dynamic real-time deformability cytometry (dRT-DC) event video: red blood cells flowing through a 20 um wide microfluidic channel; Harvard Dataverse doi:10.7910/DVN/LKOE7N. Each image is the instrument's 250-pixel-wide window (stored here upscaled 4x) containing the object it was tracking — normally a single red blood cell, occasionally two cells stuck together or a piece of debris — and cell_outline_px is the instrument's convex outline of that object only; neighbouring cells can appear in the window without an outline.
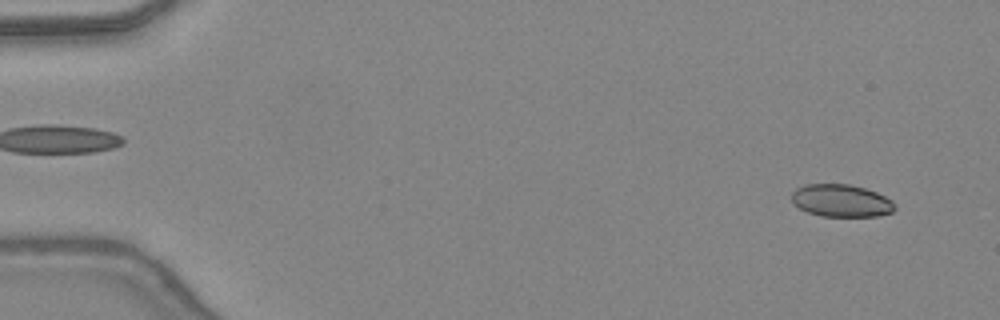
{"species": "common noctule bat (a hibernating species)", "species_latin": "Nyctalus noctula", "temperature_condition": "warm", "stored_images_in_passage": 14, "camera_frame_rate_fps": 3000, "um_per_image_px": 0.085, "animal": {"sex": "female", "body_mass_g": 24.6, "forearm_length_mm": 56.2}, "frame": {"image": 1, "passage_image": 3, "time_ms": 0.667, "image_size_px": [1000, 320], "cell_outline_px": [[896, 208], [892, 212], [880, 216], [820, 216], [808, 212], [800, 208], [792, 200], [792, 192], [796, 188], [804, 184], [848, 184], [864, 188], [876, 192], [892, 200], [896, 204]], "centroid_in_image_um": [71.53, 17.05], "position_along_channel_um": 13.5, "area_um2": 19.54}}
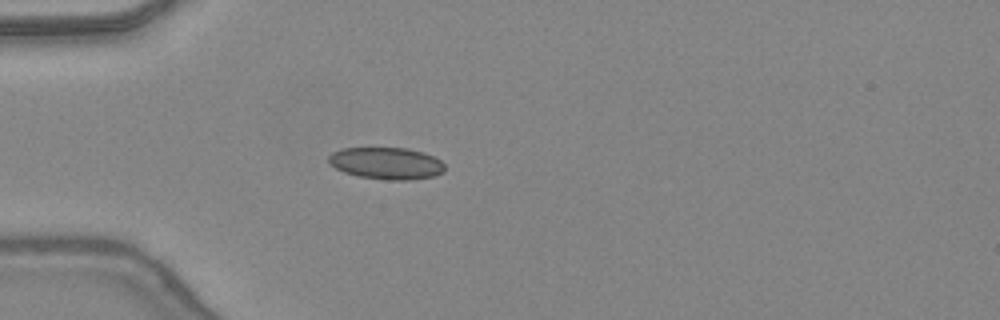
{"frame": {"image": 2, "passage_image": 14, "time_ms": 4.333, "image_size_px": [1000, 320], "cell_outline_px": [[444, 172], [432, 176], [408, 180], [388, 180], [360, 176], [344, 172], [336, 168], [328, 160], [328, 156], [332, 152], [344, 148], [408, 148], [424, 152], [440, 160], [444, 164]], "centroid_in_image_um": [32.86, 13.87], "position_along_channel_um": 52.1, "area_um2": 21.44}}